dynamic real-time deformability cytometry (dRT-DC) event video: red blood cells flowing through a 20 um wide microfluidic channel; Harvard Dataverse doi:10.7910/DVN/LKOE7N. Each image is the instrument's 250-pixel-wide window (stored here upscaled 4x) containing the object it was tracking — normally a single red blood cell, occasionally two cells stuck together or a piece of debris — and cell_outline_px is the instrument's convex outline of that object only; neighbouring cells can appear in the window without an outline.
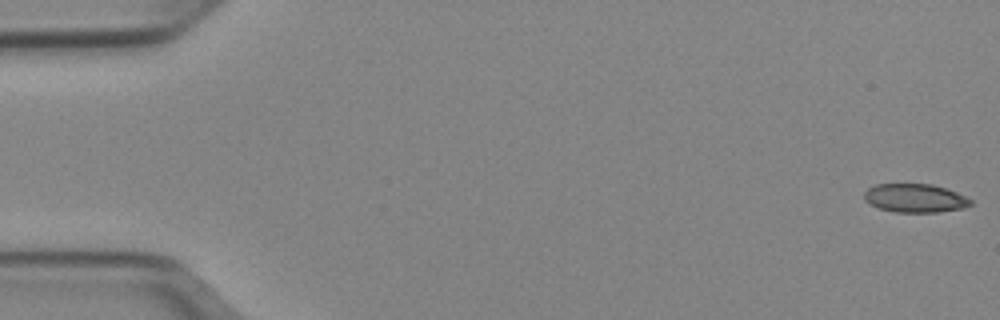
{"species": "Egyptian fruit bat (a non-hibernating species)", "species_latin": "Rousettus aegyptiacus", "temperature_condition": "cold", "stored_images_in_passage": 15, "camera_frame_rate_fps": 3000, "um_per_image_px": 0.085, "animal": {"sex": "female"}, "frame": {"image": 1, "passage_image": 1, "time_ms": 0.0, "image_size_px": [1000, 320], "cell_outline_px": [[972, 204], [964, 208], [936, 212], [896, 212], [880, 208], [868, 204], [864, 200], [864, 192], [868, 188], [876, 184], [932, 184], [956, 192], [972, 200]], "centroid_in_image_um": [77.75, 16.84], "position_along_channel_um": 7.2, "area_um2": 17.69}}
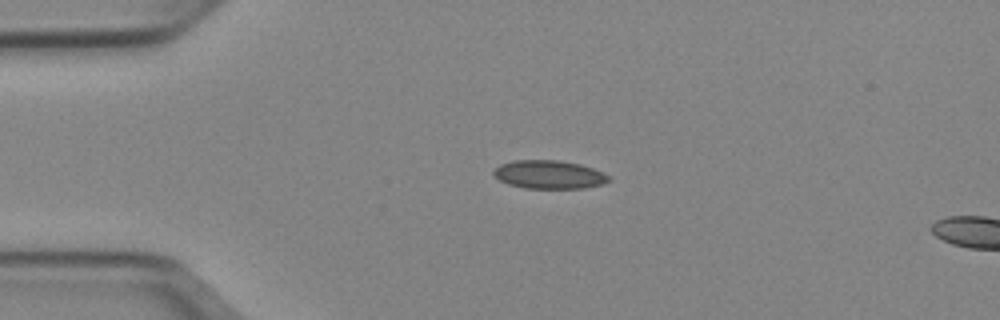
{"frame": {"image": 2, "passage_image": 12, "time_ms": 3.667, "image_size_px": [1000, 320], "cell_outline_px": [[612, 180], [600, 184], [584, 188], [524, 188], [508, 184], [500, 180], [492, 172], [500, 164], [512, 160], [556, 160], [580, 164], [592, 168], [608, 176]], "centroid_in_image_um": [46.64, 14.83], "position_along_channel_um": 38.4, "area_um2": 18.84}}